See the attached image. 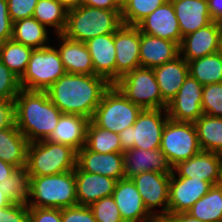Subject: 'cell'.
Listing matches in <instances>:
<instances>
[{
    "label": "cell",
    "instance_id": "cell-8",
    "mask_svg": "<svg viewBox=\"0 0 222 222\" xmlns=\"http://www.w3.org/2000/svg\"><path fill=\"white\" fill-rule=\"evenodd\" d=\"M168 119L166 109H143L133 126L119 133L122 151L133 148L159 149L162 133Z\"/></svg>",
    "mask_w": 222,
    "mask_h": 222
},
{
    "label": "cell",
    "instance_id": "cell-40",
    "mask_svg": "<svg viewBox=\"0 0 222 222\" xmlns=\"http://www.w3.org/2000/svg\"><path fill=\"white\" fill-rule=\"evenodd\" d=\"M20 90L19 78L0 60V99L14 101Z\"/></svg>",
    "mask_w": 222,
    "mask_h": 222
},
{
    "label": "cell",
    "instance_id": "cell-44",
    "mask_svg": "<svg viewBox=\"0 0 222 222\" xmlns=\"http://www.w3.org/2000/svg\"><path fill=\"white\" fill-rule=\"evenodd\" d=\"M29 222H62L61 209L29 207Z\"/></svg>",
    "mask_w": 222,
    "mask_h": 222
},
{
    "label": "cell",
    "instance_id": "cell-37",
    "mask_svg": "<svg viewBox=\"0 0 222 222\" xmlns=\"http://www.w3.org/2000/svg\"><path fill=\"white\" fill-rule=\"evenodd\" d=\"M168 0H124L121 19L124 25L137 26L144 18Z\"/></svg>",
    "mask_w": 222,
    "mask_h": 222
},
{
    "label": "cell",
    "instance_id": "cell-54",
    "mask_svg": "<svg viewBox=\"0 0 222 222\" xmlns=\"http://www.w3.org/2000/svg\"><path fill=\"white\" fill-rule=\"evenodd\" d=\"M219 185L222 187V164H221V174H220Z\"/></svg>",
    "mask_w": 222,
    "mask_h": 222
},
{
    "label": "cell",
    "instance_id": "cell-2",
    "mask_svg": "<svg viewBox=\"0 0 222 222\" xmlns=\"http://www.w3.org/2000/svg\"><path fill=\"white\" fill-rule=\"evenodd\" d=\"M62 114L46 91L21 89L14 100V122L29 143L47 139Z\"/></svg>",
    "mask_w": 222,
    "mask_h": 222
},
{
    "label": "cell",
    "instance_id": "cell-1",
    "mask_svg": "<svg viewBox=\"0 0 222 222\" xmlns=\"http://www.w3.org/2000/svg\"><path fill=\"white\" fill-rule=\"evenodd\" d=\"M111 84L98 75L65 73L46 92L63 114L92 119L105 91Z\"/></svg>",
    "mask_w": 222,
    "mask_h": 222
},
{
    "label": "cell",
    "instance_id": "cell-42",
    "mask_svg": "<svg viewBox=\"0 0 222 222\" xmlns=\"http://www.w3.org/2000/svg\"><path fill=\"white\" fill-rule=\"evenodd\" d=\"M62 222H96L89 206L75 205L61 209Z\"/></svg>",
    "mask_w": 222,
    "mask_h": 222
},
{
    "label": "cell",
    "instance_id": "cell-23",
    "mask_svg": "<svg viewBox=\"0 0 222 222\" xmlns=\"http://www.w3.org/2000/svg\"><path fill=\"white\" fill-rule=\"evenodd\" d=\"M140 65L155 68L180 55L179 44L140 32Z\"/></svg>",
    "mask_w": 222,
    "mask_h": 222
},
{
    "label": "cell",
    "instance_id": "cell-13",
    "mask_svg": "<svg viewBox=\"0 0 222 222\" xmlns=\"http://www.w3.org/2000/svg\"><path fill=\"white\" fill-rule=\"evenodd\" d=\"M116 49L115 82L140 65V30L137 26L122 24L114 33Z\"/></svg>",
    "mask_w": 222,
    "mask_h": 222
},
{
    "label": "cell",
    "instance_id": "cell-22",
    "mask_svg": "<svg viewBox=\"0 0 222 222\" xmlns=\"http://www.w3.org/2000/svg\"><path fill=\"white\" fill-rule=\"evenodd\" d=\"M85 44L92 59L94 75L105 78L111 85L114 84L116 63L114 33L96 36Z\"/></svg>",
    "mask_w": 222,
    "mask_h": 222
},
{
    "label": "cell",
    "instance_id": "cell-11",
    "mask_svg": "<svg viewBox=\"0 0 222 222\" xmlns=\"http://www.w3.org/2000/svg\"><path fill=\"white\" fill-rule=\"evenodd\" d=\"M170 176L147 171L131 178L141 195L145 208L155 219H165L168 216ZM158 207L161 210L157 213L155 210Z\"/></svg>",
    "mask_w": 222,
    "mask_h": 222
},
{
    "label": "cell",
    "instance_id": "cell-9",
    "mask_svg": "<svg viewBox=\"0 0 222 222\" xmlns=\"http://www.w3.org/2000/svg\"><path fill=\"white\" fill-rule=\"evenodd\" d=\"M114 85L142 109H166L152 68L138 67L123 75Z\"/></svg>",
    "mask_w": 222,
    "mask_h": 222
},
{
    "label": "cell",
    "instance_id": "cell-38",
    "mask_svg": "<svg viewBox=\"0 0 222 222\" xmlns=\"http://www.w3.org/2000/svg\"><path fill=\"white\" fill-rule=\"evenodd\" d=\"M202 110L206 115L222 118V82L203 86Z\"/></svg>",
    "mask_w": 222,
    "mask_h": 222
},
{
    "label": "cell",
    "instance_id": "cell-52",
    "mask_svg": "<svg viewBox=\"0 0 222 222\" xmlns=\"http://www.w3.org/2000/svg\"><path fill=\"white\" fill-rule=\"evenodd\" d=\"M11 204H12L11 200L0 189V208L7 207Z\"/></svg>",
    "mask_w": 222,
    "mask_h": 222
},
{
    "label": "cell",
    "instance_id": "cell-17",
    "mask_svg": "<svg viewBox=\"0 0 222 222\" xmlns=\"http://www.w3.org/2000/svg\"><path fill=\"white\" fill-rule=\"evenodd\" d=\"M124 222H152L155 218L147 211L132 179L116 182L112 194Z\"/></svg>",
    "mask_w": 222,
    "mask_h": 222
},
{
    "label": "cell",
    "instance_id": "cell-43",
    "mask_svg": "<svg viewBox=\"0 0 222 222\" xmlns=\"http://www.w3.org/2000/svg\"><path fill=\"white\" fill-rule=\"evenodd\" d=\"M0 222H29L28 205L12 203L0 208Z\"/></svg>",
    "mask_w": 222,
    "mask_h": 222
},
{
    "label": "cell",
    "instance_id": "cell-55",
    "mask_svg": "<svg viewBox=\"0 0 222 222\" xmlns=\"http://www.w3.org/2000/svg\"><path fill=\"white\" fill-rule=\"evenodd\" d=\"M220 52L222 53V28H221V40H220Z\"/></svg>",
    "mask_w": 222,
    "mask_h": 222
},
{
    "label": "cell",
    "instance_id": "cell-46",
    "mask_svg": "<svg viewBox=\"0 0 222 222\" xmlns=\"http://www.w3.org/2000/svg\"><path fill=\"white\" fill-rule=\"evenodd\" d=\"M14 122V101L0 99V129L9 127Z\"/></svg>",
    "mask_w": 222,
    "mask_h": 222
},
{
    "label": "cell",
    "instance_id": "cell-15",
    "mask_svg": "<svg viewBox=\"0 0 222 222\" xmlns=\"http://www.w3.org/2000/svg\"><path fill=\"white\" fill-rule=\"evenodd\" d=\"M222 23L212 21L207 26L182 37L180 55L187 61L220 51Z\"/></svg>",
    "mask_w": 222,
    "mask_h": 222
},
{
    "label": "cell",
    "instance_id": "cell-51",
    "mask_svg": "<svg viewBox=\"0 0 222 222\" xmlns=\"http://www.w3.org/2000/svg\"><path fill=\"white\" fill-rule=\"evenodd\" d=\"M66 9L76 8L82 5L83 0H58Z\"/></svg>",
    "mask_w": 222,
    "mask_h": 222
},
{
    "label": "cell",
    "instance_id": "cell-30",
    "mask_svg": "<svg viewBox=\"0 0 222 222\" xmlns=\"http://www.w3.org/2000/svg\"><path fill=\"white\" fill-rule=\"evenodd\" d=\"M186 213L201 221L222 222V187L213 185Z\"/></svg>",
    "mask_w": 222,
    "mask_h": 222
},
{
    "label": "cell",
    "instance_id": "cell-26",
    "mask_svg": "<svg viewBox=\"0 0 222 222\" xmlns=\"http://www.w3.org/2000/svg\"><path fill=\"white\" fill-rule=\"evenodd\" d=\"M59 40V52L66 73L93 75L94 67L85 43L56 35Z\"/></svg>",
    "mask_w": 222,
    "mask_h": 222
},
{
    "label": "cell",
    "instance_id": "cell-45",
    "mask_svg": "<svg viewBox=\"0 0 222 222\" xmlns=\"http://www.w3.org/2000/svg\"><path fill=\"white\" fill-rule=\"evenodd\" d=\"M11 21L6 0H0V44L12 38Z\"/></svg>",
    "mask_w": 222,
    "mask_h": 222
},
{
    "label": "cell",
    "instance_id": "cell-35",
    "mask_svg": "<svg viewBox=\"0 0 222 222\" xmlns=\"http://www.w3.org/2000/svg\"><path fill=\"white\" fill-rule=\"evenodd\" d=\"M90 151L97 153H123L119 134L96 126L91 120L87 127L86 145Z\"/></svg>",
    "mask_w": 222,
    "mask_h": 222
},
{
    "label": "cell",
    "instance_id": "cell-10",
    "mask_svg": "<svg viewBox=\"0 0 222 222\" xmlns=\"http://www.w3.org/2000/svg\"><path fill=\"white\" fill-rule=\"evenodd\" d=\"M160 149L172 167L197 155L201 148L194 123L168 119L162 133Z\"/></svg>",
    "mask_w": 222,
    "mask_h": 222
},
{
    "label": "cell",
    "instance_id": "cell-33",
    "mask_svg": "<svg viewBox=\"0 0 222 222\" xmlns=\"http://www.w3.org/2000/svg\"><path fill=\"white\" fill-rule=\"evenodd\" d=\"M66 9L58 0H39L33 16L46 28L53 27L56 35L63 34L67 23Z\"/></svg>",
    "mask_w": 222,
    "mask_h": 222
},
{
    "label": "cell",
    "instance_id": "cell-41",
    "mask_svg": "<svg viewBox=\"0 0 222 222\" xmlns=\"http://www.w3.org/2000/svg\"><path fill=\"white\" fill-rule=\"evenodd\" d=\"M8 12L12 22L33 16L35 6L39 0H6Z\"/></svg>",
    "mask_w": 222,
    "mask_h": 222
},
{
    "label": "cell",
    "instance_id": "cell-6",
    "mask_svg": "<svg viewBox=\"0 0 222 222\" xmlns=\"http://www.w3.org/2000/svg\"><path fill=\"white\" fill-rule=\"evenodd\" d=\"M142 110L112 84L103 94L91 121L98 127L119 134L133 126Z\"/></svg>",
    "mask_w": 222,
    "mask_h": 222
},
{
    "label": "cell",
    "instance_id": "cell-18",
    "mask_svg": "<svg viewBox=\"0 0 222 222\" xmlns=\"http://www.w3.org/2000/svg\"><path fill=\"white\" fill-rule=\"evenodd\" d=\"M141 33L178 43L182 42L179 22L170 0L159 6L138 25Z\"/></svg>",
    "mask_w": 222,
    "mask_h": 222
},
{
    "label": "cell",
    "instance_id": "cell-27",
    "mask_svg": "<svg viewBox=\"0 0 222 222\" xmlns=\"http://www.w3.org/2000/svg\"><path fill=\"white\" fill-rule=\"evenodd\" d=\"M89 121L84 116L62 114L56 128L46 140L68 145L78 152L86 145Z\"/></svg>",
    "mask_w": 222,
    "mask_h": 222
},
{
    "label": "cell",
    "instance_id": "cell-14",
    "mask_svg": "<svg viewBox=\"0 0 222 222\" xmlns=\"http://www.w3.org/2000/svg\"><path fill=\"white\" fill-rule=\"evenodd\" d=\"M212 187L209 182L194 178L170 176L168 215L186 213Z\"/></svg>",
    "mask_w": 222,
    "mask_h": 222
},
{
    "label": "cell",
    "instance_id": "cell-25",
    "mask_svg": "<svg viewBox=\"0 0 222 222\" xmlns=\"http://www.w3.org/2000/svg\"><path fill=\"white\" fill-rule=\"evenodd\" d=\"M163 101L168 104L189 75L188 62L179 55L172 61L153 68Z\"/></svg>",
    "mask_w": 222,
    "mask_h": 222
},
{
    "label": "cell",
    "instance_id": "cell-36",
    "mask_svg": "<svg viewBox=\"0 0 222 222\" xmlns=\"http://www.w3.org/2000/svg\"><path fill=\"white\" fill-rule=\"evenodd\" d=\"M0 189L12 203L27 204L31 199L30 176L26 168L17 169L5 181L0 182Z\"/></svg>",
    "mask_w": 222,
    "mask_h": 222
},
{
    "label": "cell",
    "instance_id": "cell-20",
    "mask_svg": "<svg viewBox=\"0 0 222 222\" xmlns=\"http://www.w3.org/2000/svg\"><path fill=\"white\" fill-rule=\"evenodd\" d=\"M123 155L125 178L131 179L147 171L169 175L173 173V167L160 148L154 150L133 148L124 151Z\"/></svg>",
    "mask_w": 222,
    "mask_h": 222
},
{
    "label": "cell",
    "instance_id": "cell-19",
    "mask_svg": "<svg viewBox=\"0 0 222 222\" xmlns=\"http://www.w3.org/2000/svg\"><path fill=\"white\" fill-rule=\"evenodd\" d=\"M77 166L84 172L100 174L116 181L125 178L123 153H97L84 146L77 152Z\"/></svg>",
    "mask_w": 222,
    "mask_h": 222
},
{
    "label": "cell",
    "instance_id": "cell-24",
    "mask_svg": "<svg viewBox=\"0 0 222 222\" xmlns=\"http://www.w3.org/2000/svg\"><path fill=\"white\" fill-rule=\"evenodd\" d=\"M179 22L181 36L195 32L210 24L208 0H170Z\"/></svg>",
    "mask_w": 222,
    "mask_h": 222
},
{
    "label": "cell",
    "instance_id": "cell-4",
    "mask_svg": "<svg viewBox=\"0 0 222 222\" xmlns=\"http://www.w3.org/2000/svg\"><path fill=\"white\" fill-rule=\"evenodd\" d=\"M77 166V151L46 139L30 142L26 169L30 177L56 175L74 170Z\"/></svg>",
    "mask_w": 222,
    "mask_h": 222
},
{
    "label": "cell",
    "instance_id": "cell-28",
    "mask_svg": "<svg viewBox=\"0 0 222 222\" xmlns=\"http://www.w3.org/2000/svg\"><path fill=\"white\" fill-rule=\"evenodd\" d=\"M29 142L18 130L15 122L0 129V159L18 169L25 168Z\"/></svg>",
    "mask_w": 222,
    "mask_h": 222
},
{
    "label": "cell",
    "instance_id": "cell-49",
    "mask_svg": "<svg viewBox=\"0 0 222 222\" xmlns=\"http://www.w3.org/2000/svg\"><path fill=\"white\" fill-rule=\"evenodd\" d=\"M168 222H205L191 217L188 213H177L168 215L165 218Z\"/></svg>",
    "mask_w": 222,
    "mask_h": 222
},
{
    "label": "cell",
    "instance_id": "cell-47",
    "mask_svg": "<svg viewBox=\"0 0 222 222\" xmlns=\"http://www.w3.org/2000/svg\"><path fill=\"white\" fill-rule=\"evenodd\" d=\"M82 5L106 10H122L120 0H83Z\"/></svg>",
    "mask_w": 222,
    "mask_h": 222
},
{
    "label": "cell",
    "instance_id": "cell-7",
    "mask_svg": "<svg viewBox=\"0 0 222 222\" xmlns=\"http://www.w3.org/2000/svg\"><path fill=\"white\" fill-rule=\"evenodd\" d=\"M66 73L56 46L33 49L27 68L19 79L20 87L29 91H47Z\"/></svg>",
    "mask_w": 222,
    "mask_h": 222
},
{
    "label": "cell",
    "instance_id": "cell-16",
    "mask_svg": "<svg viewBox=\"0 0 222 222\" xmlns=\"http://www.w3.org/2000/svg\"><path fill=\"white\" fill-rule=\"evenodd\" d=\"M221 164L222 154L201 150L192 158L174 166L173 174L177 177L203 180L213 186L219 184Z\"/></svg>",
    "mask_w": 222,
    "mask_h": 222
},
{
    "label": "cell",
    "instance_id": "cell-50",
    "mask_svg": "<svg viewBox=\"0 0 222 222\" xmlns=\"http://www.w3.org/2000/svg\"><path fill=\"white\" fill-rule=\"evenodd\" d=\"M18 168H16L15 166L9 164V163H6V162H3L1 159H0V182L1 181H5V179L7 177H10Z\"/></svg>",
    "mask_w": 222,
    "mask_h": 222
},
{
    "label": "cell",
    "instance_id": "cell-5",
    "mask_svg": "<svg viewBox=\"0 0 222 222\" xmlns=\"http://www.w3.org/2000/svg\"><path fill=\"white\" fill-rule=\"evenodd\" d=\"M28 207L63 209L78 205L74 170L56 175L30 177Z\"/></svg>",
    "mask_w": 222,
    "mask_h": 222
},
{
    "label": "cell",
    "instance_id": "cell-12",
    "mask_svg": "<svg viewBox=\"0 0 222 222\" xmlns=\"http://www.w3.org/2000/svg\"><path fill=\"white\" fill-rule=\"evenodd\" d=\"M202 92L203 85L189 74L178 93L167 104L169 119L176 122L195 123L204 114Z\"/></svg>",
    "mask_w": 222,
    "mask_h": 222
},
{
    "label": "cell",
    "instance_id": "cell-29",
    "mask_svg": "<svg viewBox=\"0 0 222 222\" xmlns=\"http://www.w3.org/2000/svg\"><path fill=\"white\" fill-rule=\"evenodd\" d=\"M48 31L34 17L20 19L13 22L11 39L33 49L43 48L50 45Z\"/></svg>",
    "mask_w": 222,
    "mask_h": 222
},
{
    "label": "cell",
    "instance_id": "cell-21",
    "mask_svg": "<svg viewBox=\"0 0 222 222\" xmlns=\"http://www.w3.org/2000/svg\"><path fill=\"white\" fill-rule=\"evenodd\" d=\"M78 205L90 206L103 197L112 196L116 180L100 174L74 169Z\"/></svg>",
    "mask_w": 222,
    "mask_h": 222
},
{
    "label": "cell",
    "instance_id": "cell-32",
    "mask_svg": "<svg viewBox=\"0 0 222 222\" xmlns=\"http://www.w3.org/2000/svg\"><path fill=\"white\" fill-rule=\"evenodd\" d=\"M189 74L201 85L222 82V53L216 52L188 62Z\"/></svg>",
    "mask_w": 222,
    "mask_h": 222
},
{
    "label": "cell",
    "instance_id": "cell-31",
    "mask_svg": "<svg viewBox=\"0 0 222 222\" xmlns=\"http://www.w3.org/2000/svg\"><path fill=\"white\" fill-rule=\"evenodd\" d=\"M194 125L201 150L222 154V118L203 114Z\"/></svg>",
    "mask_w": 222,
    "mask_h": 222
},
{
    "label": "cell",
    "instance_id": "cell-3",
    "mask_svg": "<svg viewBox=\"0 0 222 222\" xmlns=\"http://www.w3.org/2000/svg\"><path fill=\"white\" fill-rule=\"evenodd\" d=\"M121 12L85 5L69 9L63 35L85 43L96 36L115 33L123 24Z\"/></svg>",
    "mask_w": 222,
    "mask_h": 222
},
{
    "label": "cell",
    "instance_id": "cell-53",
    "mask_svg": "<svg viewBox=\"0 0 222 222\" xmlns=\"http://www.w3.org/2000/svg\"><path fill=\"white\" fill-rule=\"evenodd\" d=\"M152 222H168L166 219H155Z\"/></svg>",
    "mask_w": 222,
    "mask_h": 222
},
{
    "label": "cell",
    "instance_id": "cell-34",
    "mask_svg": "<svg viewBox=\"0 0 222 222\" xmlns=\"http://www.w3.org/2000/svg\"><path fill=\"white\" fill-rule=\"evenodd\" d=\"M32 51V47L10 39L0 44V60L20 79L27 68Z\"/></svg>",
    "mask_w": 222,
    "mask_h": 222
},
{
    "label": "cell",
    "instance_id": "cell-39",
    "mask_svg": "<svg viewBox=\"0 0 222 222\" xmlns=\"http://www.w3.org/2000/svg\"><path fill=\"white\" fill-rule=\"evenodd\" d=\"M96 222H124L112 196L103 197L90 206Z\"/></svg>",
    "mask_w": 222,
    "mask_h": 222
},
{
    "label": "cell",
    "instance_id": "cell-48",
    "mask_svg": "<svg viewBox=\"0 0 222 222\" xmlns=\"http://www.w3.org/2000/svg\"><path fill=\"white\" fill-rule=\"evenodd\" d=\"M208 6L212 20L222 23V0H208Z\"/></svg>",
    "mask_w": 222,
    "mask_h": 222
}]
</instances>
